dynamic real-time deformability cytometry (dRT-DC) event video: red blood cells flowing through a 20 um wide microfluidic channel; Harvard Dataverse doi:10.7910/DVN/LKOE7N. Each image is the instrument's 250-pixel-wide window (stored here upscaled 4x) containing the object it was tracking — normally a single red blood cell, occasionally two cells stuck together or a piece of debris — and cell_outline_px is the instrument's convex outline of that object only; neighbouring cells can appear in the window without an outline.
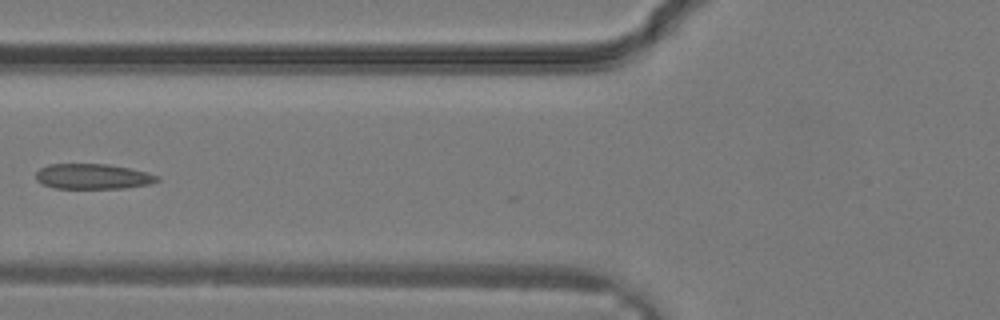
{"species": "common noctule bat (a hibernating species)", "species_latin": "Nyctalus noctula", "temperature_condition": "warm", "stored_images_in_passage": 18, "camera_frame_rate_fps": 3000, "um_per_image_px": 0.085, "animal": {"sex": "male", "body_mass_g": 19.2, "forearm_length_mm": 51.8}, "frame": {"image": 1, "passage_image": 13, "time_ms": 4.0, "image_size_px": [1000, 320], "cell_outline_px": [[160, 180], [148, 184], [124, 188], [56, 188], [44, 184], [36, 180], [36, 172], [40, 168], [48, 164], [108, 164], [148, 172], [160, 176]], "centroid_in_image_um": [7.9, 14.99], "position_along_channel_um": 117.9, "area_um2": 17.8}}
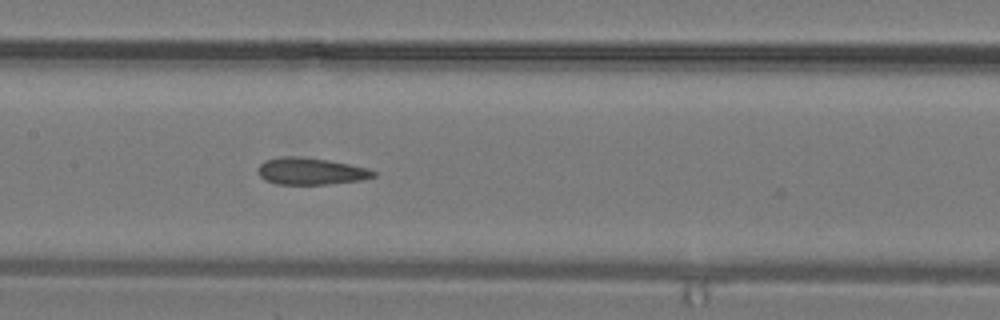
{"frame": {"image": 2, "passage_image": 16, "time_ms": 5.0, "image_size_px": [1000, 320], "cell_outline_px": [[376, 176], [360, 180], [328, 184], [276, 184], [264, 180], [260, 176], [260, 164], [264, 160], [284, 156], [296, 156], [328, 160], [368, 168], [376, 172]], "centroid_in_image_um": [26.42, 14.55], "position_along_channel_um": 181.0, "area_um2": 17.92}}
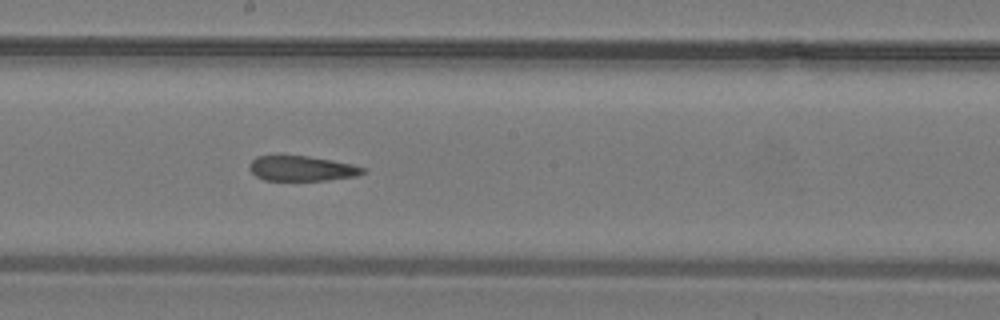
{"frame": {"image": 3, "passage_image": 18, "time_ms": 5.667, "image_size_px": [1000, 320], "cell_outline_px": [[368, 172], [356, 176], [328, 180], [264, 180], [256, 176], [248, 168], [248, 164], [256, 156], [276, 152], [280, 152], [308, 156], [332, 160], [352, 164], [364, 168]], "centroid_in_image_um": [25.57, 14.27], "position_along_channel_um": 222.6, "area_um2": 17.4}}